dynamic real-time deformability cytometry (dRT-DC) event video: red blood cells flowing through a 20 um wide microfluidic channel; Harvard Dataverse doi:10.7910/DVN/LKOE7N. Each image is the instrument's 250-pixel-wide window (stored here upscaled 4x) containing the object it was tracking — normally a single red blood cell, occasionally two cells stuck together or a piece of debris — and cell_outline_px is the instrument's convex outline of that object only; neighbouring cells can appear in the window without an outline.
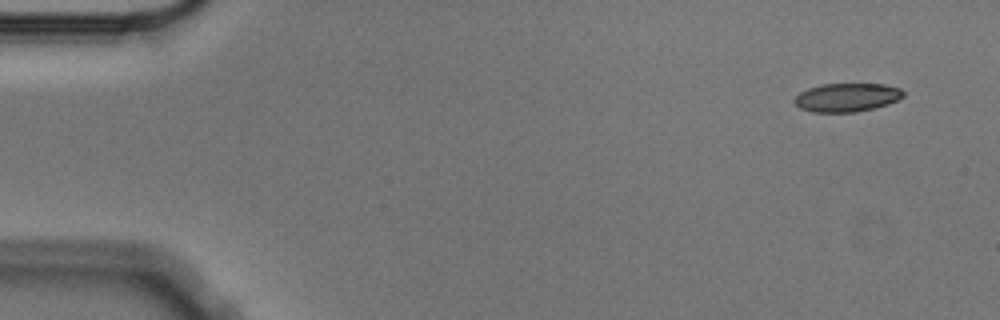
{"species": "Egyptian fruit bat (a non-hibernating species)", "species_latin": "Rousettus aegyptiacus", "temperature_condition": "cold", "stored_images_in_passage": 9, "camera_frame_rate_fps": 3000, "um_per_image_px": 0.085, "animal": {"sex": "male"}, "frame": {"image": 1, "passage_image": 1, "time_ms": 0.0, "image_size_px": [1000, 320], "cell_outline_px": [[904, 96], [888, 104], [856, 112], [812, 112], [800, 108], [792, 100], [800, 92], [808, 88], [820, 84], [884, 84], [900, 88], [904, 92]], "centroid_in_image_um": [71.96, 8.27], "position_along_channel_um": 13.0, "area_um2": 18.09}}
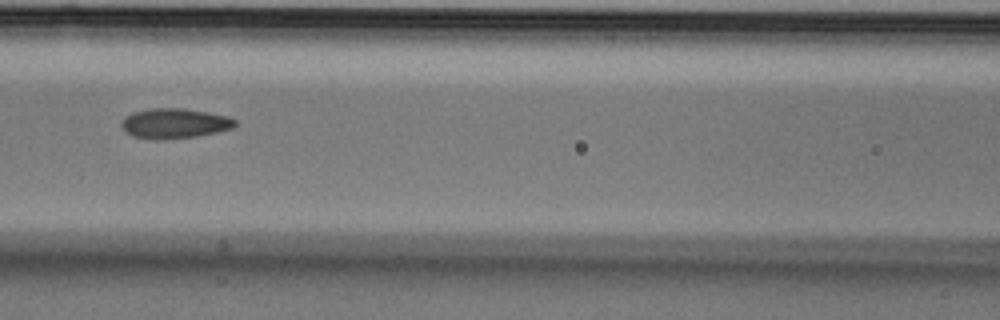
{"frame": {"image": 2, "passage_image": 6, "time_ms": 1.667, "image_size_px": [1000, 320], "cell_outline_px": [[236, 124], [232, 128], [216, 132], [196, 136], [164, 140], [152, 140], [132, 136], [124, 132], [120, 128], [120, 124], [124, 116], [132, 112], [152, 108], [184, 108], [208, 112], [228, 116], [236, 120]], "centroid_in_image_um": [14.77, 10.49], "position_along_channel_um": 151.8, "area_um2": 20.23}}
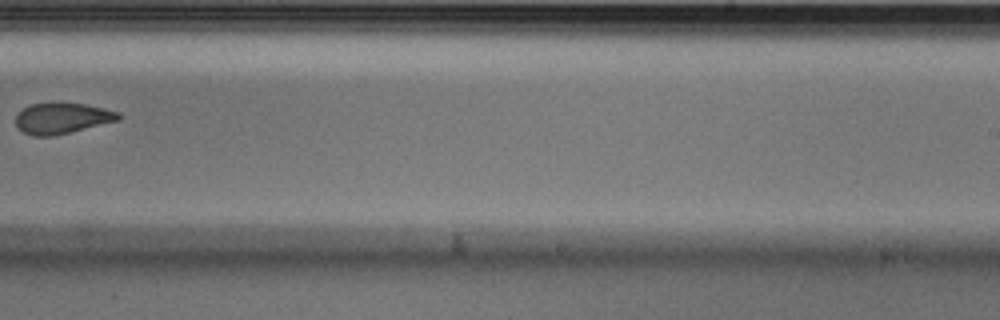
{"frame": {"image": 3, "passage_image": 9, "time_ms": 2.667, "image_size_px": [1000, 320], "cell_outline_px": [[120, 120], [72, 132], [52, 136], [32, 136], [24, 132], [16, 124], [16, 116], [24, 108], [32, 104], [84, 104], [104, 108], [120, 112]], "centroid_in_image_um": [5.32, 10.07], "position_along_channel_um": 283.7, "area_um2": 18.15}}